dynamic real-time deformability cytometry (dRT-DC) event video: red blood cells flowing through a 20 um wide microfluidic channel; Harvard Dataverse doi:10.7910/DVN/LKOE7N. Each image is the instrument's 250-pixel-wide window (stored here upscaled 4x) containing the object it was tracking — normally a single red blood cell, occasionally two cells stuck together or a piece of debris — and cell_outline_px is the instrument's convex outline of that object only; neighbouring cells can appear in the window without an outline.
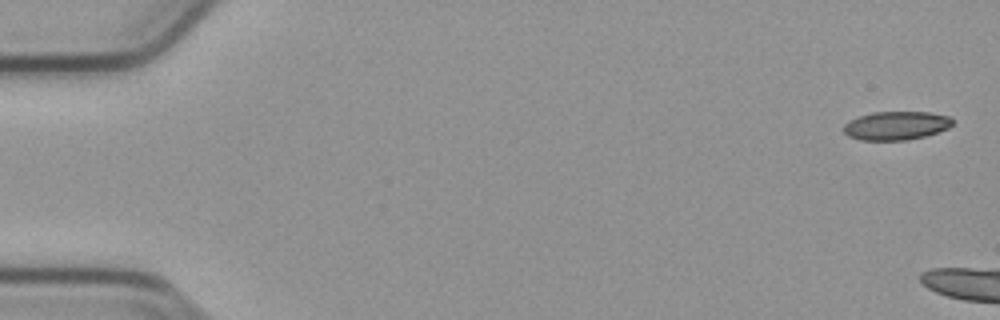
{"species": "common noctule bat (a hibernating species)", "species_latin": "Nyctalus noctula", "temperature_condition": "cold", "stored_images_in_passage": 9, "camera_frame_rate_fps": 3000, "um_per_image_px": 0.085, "animal": {"sex": "male", "body_mass_g": 23.1, "forearm_length_mm": 52.7}, "frame": {"image": 1, "passage_image": 1, "time_ms": 0.0, "image_size_px": [1000, 320], "cell_outline_px": [[952, 124], [948, 128], [924, 136], [908, 140], [860, 140], [848, 136], [844, 132], [844, 124], [860, 116], [872, 112], [928, 112], [948, 116], [952, 120]], "centroid_in_image_um": [76.16, 10.68], "position_along_channel_um": 8.8, "area_um2": 17.92}}